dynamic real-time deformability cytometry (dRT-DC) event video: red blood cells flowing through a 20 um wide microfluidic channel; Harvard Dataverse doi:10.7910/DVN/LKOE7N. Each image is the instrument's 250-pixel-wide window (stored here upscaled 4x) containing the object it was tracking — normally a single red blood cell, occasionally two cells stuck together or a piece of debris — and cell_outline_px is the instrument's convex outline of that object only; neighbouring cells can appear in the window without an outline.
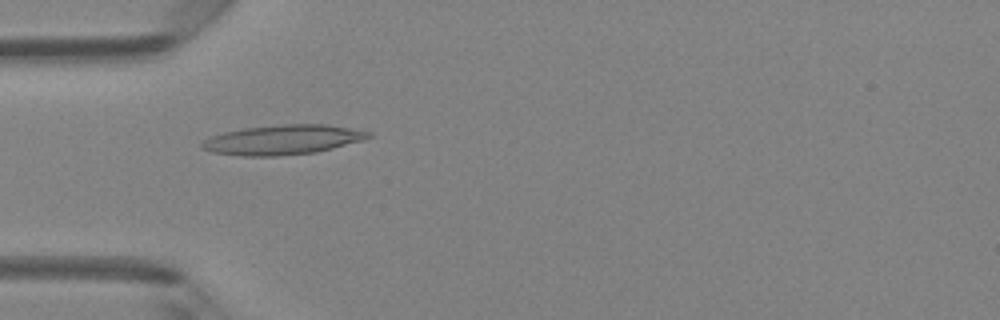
{"species": "Egyptian fruit bat (a non-hibernating species)", "species_latin": "Rousettus aegyptiacus", "temperature_condition": "room temperature", "stored_images_in_passage": 41, "camera_frame_rate_fps": 3000, "um_per_image_px": 0.085, "animal": {"sex": "female"}, "frame": {"image": 1, "passage_image": 8, "time_ms": 2.333, "image_size_px": [1000, 320], "cell_outline_px": [[372, 136], [364, 140], [316, 152], [276, 156], [240, 156], [212, 152], [200, 148], [200, 144], [204, 140], [212, 136], [224, 132], [244, 128], [284, 124], [328, 124], [372, 132]], "centroid_in_image_um": [24.04, 11.88], "position_along_channel_um": 61.0, "area_um2": 28.84}}
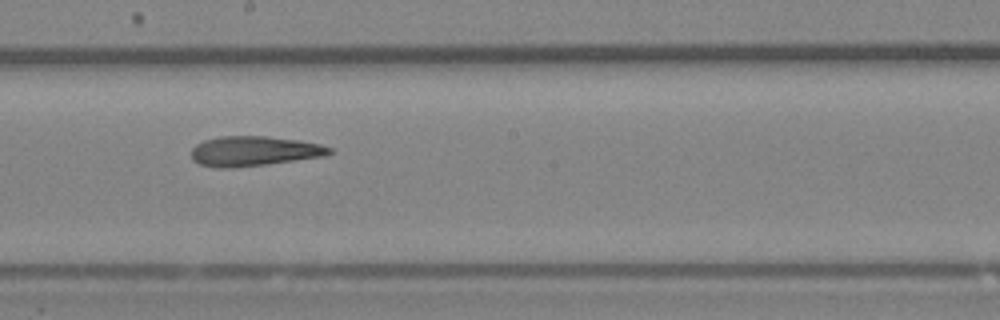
{"frame": {"image": 2, "passage_image": 20, "time_ms": 6.333, "image_size_px": [1000, 320], "cell_outline_px": [[332, 152], [324, 156], [268, 164], [232, 168], [216, 168], [200, 164], [192, 160], [192, 148], [196, 144], [204, 140], [220, 136], [264, 136], [296, 140], [320, 144], [332, 148]], "centroid_in_image_um": [21.55, 12.85], "position_along_channel_um": 226.6, "area_um2": 23.99}}
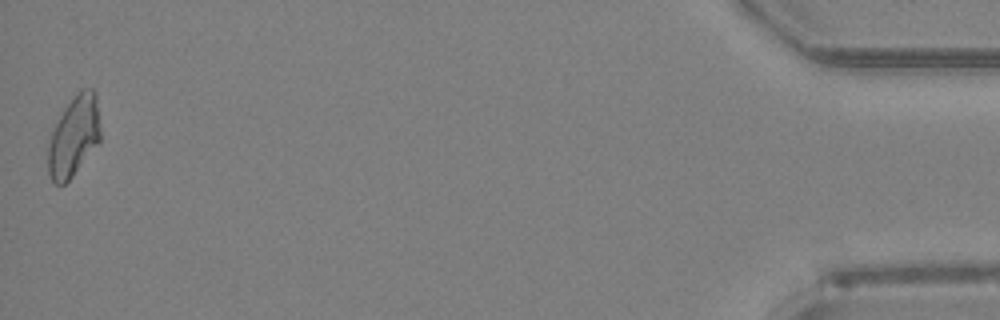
{"frame": {"image": 3, "passage_image": 41, "time_ms": 13.333, "image_size_px": [1000, 320], "cell_outline_px": [[100, 140], [72, 176], [64, 184], [56, 184], [52, 180], [48, 172], [48, 144], [52, 132], [64, 108], [76, 92], [80, 88], [92, 88], [96, 92], [100, 132]], "centroid_in_image_um": [6.28, 11.54], "position_along_channel_um": 428.9, "area_um2": 24.22}, "authors_computed_cell_mechanics": {"area_um2": 24.1604, "velocity_mm_per_s": 4.224, "shape_relaxation_time_tau1_ms": null, "shape_relaxation_time_tau2_ms": 2.7018, "deformation_change_tau1": null, "deformation_change_tau2": 0.1289}}